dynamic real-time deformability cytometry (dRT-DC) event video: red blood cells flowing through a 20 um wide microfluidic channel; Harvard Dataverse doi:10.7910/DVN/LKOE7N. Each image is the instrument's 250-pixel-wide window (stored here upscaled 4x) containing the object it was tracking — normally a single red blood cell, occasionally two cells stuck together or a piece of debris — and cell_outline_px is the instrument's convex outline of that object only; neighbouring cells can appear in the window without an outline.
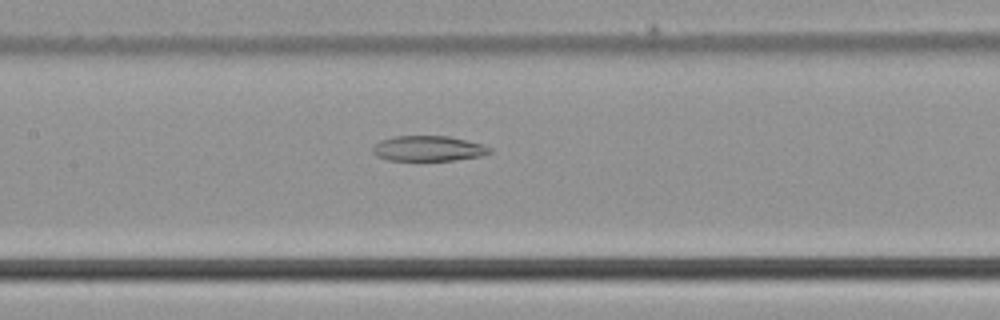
{"species": "common noctule bat (a hibernating species)", "species_latin": "Nyctalus noctula", "temperature_condition": "cold", "stored_images_in_passage": 50, "camera_frame_rate_fps": 3000, "um_per_image_px": 0.085, "animal": {"sex": "male", "body_mass_g": 21.5, "forearm_length_mm": 52.0}, "frame": {"image": 1, "passage_image": 24, "time_ms": 7.667, "image_size_px": [1000, 320], "cell_outline_px": [[492, 152], [480, 156], [452, 160], [388, 160], [376, 156], [372, 152], [372, 148], [380, 140], [396, 136], [448, 136], [484, 144], [492, 148]], "centroid_in_image_um": [36.41, 12.62], "position_along_channel_um": 171.0, "area_um2": 17.22}}
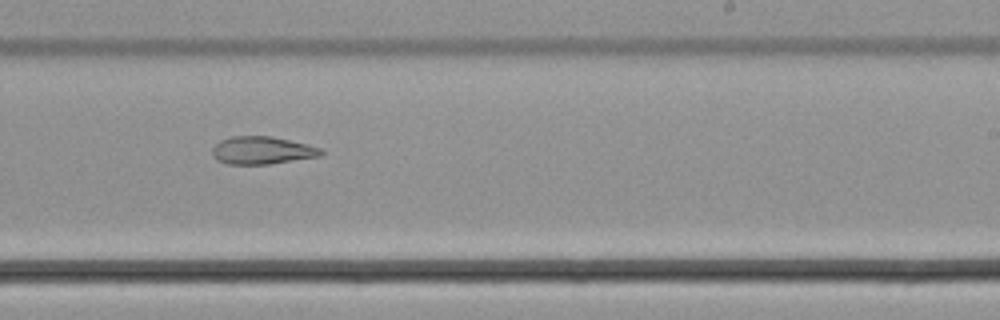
{"frame": {"image": 2, "passage_image": 31, "time_ms": 10.0, "image_size_px": [1000, 320], "cell_outline_px": [[324, 152], [320, 156], [268, 164], [228, 164], [216, 160], [212, 156], [212, 148], [220, 140], [232, 136], [272, 136], [320, 148]], "centroid_in_image_um": [22.22, 12.78], "position_along_channel_um": 266.8, "area_um2": 17.4}}
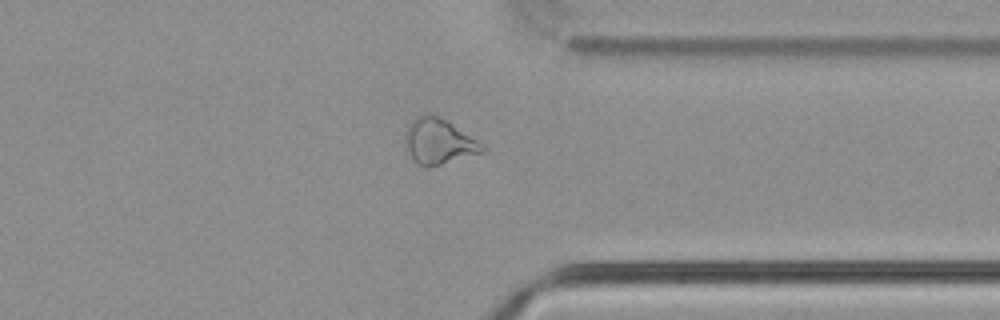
{"frame": {"image": 3, "passage_image": 39, "time_ms": 12.667, "image_size_px": [1000, 320], "cell_outline_px": [[488, 148], [484, 152], [440, 164], [424, 168], [416, 164], [412, 160], [404, 140], [404, 136], [408, 124], [416, 116], [428, 112], [432, 112], [484, 144]], "centroid_in_image_um": [37.27, 12.01], "position_along_channel_um": 374.1, "area_um2": 20.58}}